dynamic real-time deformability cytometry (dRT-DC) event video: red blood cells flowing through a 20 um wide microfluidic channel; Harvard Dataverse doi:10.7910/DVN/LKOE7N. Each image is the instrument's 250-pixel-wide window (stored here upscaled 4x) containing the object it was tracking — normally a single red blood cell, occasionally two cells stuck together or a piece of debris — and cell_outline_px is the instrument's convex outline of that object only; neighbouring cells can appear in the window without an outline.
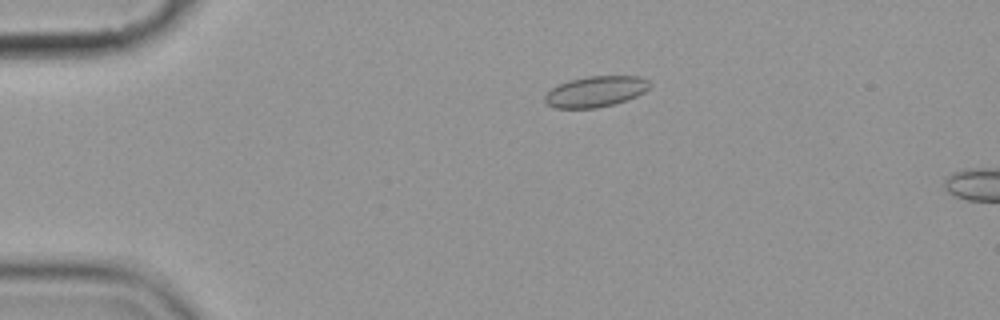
{"species": "common noctule bat (a hibernating species)", "species_latin": "Nyctalus noctula", "temperature_condition": "cold", "stored_images_in_passage": 8, "camera_frame_rate_fps": 3000, "um_per_image_px": 0.085, "animal": {"sex": "female", "body_mass_g": 19.9}, "frame": {"image": 1, "passage_image": 2, "time_ms": 1.333, "image_size_px": [1000, 320], "cell_outline_px": [[652, 84], [644, 92], [636, 96], [612, 104], [596, 108], [556, 108], [548, 104], [544, 100], [544, 96], [552, 88], [568, 80], [588, 76], [640, 76], [648, 80]], "centroid_in_image_um": [50.63, 7.77], "position_along_channel_um": 34.4, "area_um2": 18.67}}
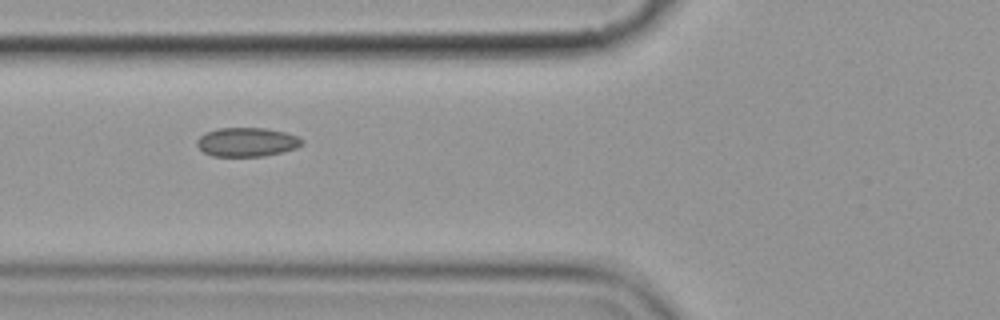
{"frame": {"image": 2, "passage_image": 5, "time_ms": 4.667, "image_size_px": [1000, 320], "cell_outline_px": [[304, 144], [296, 148], [264, 156], [212, 156], [204, 152], [196, 144], [196, 140], [204, 132], [216, 128], [264, 128], [284, 132], [296, 136], [304, 140]], "centroid_in_image_um": [20.96, 12.07], "position_along_channel_um": 104.8, "area_um2": 17.74}}
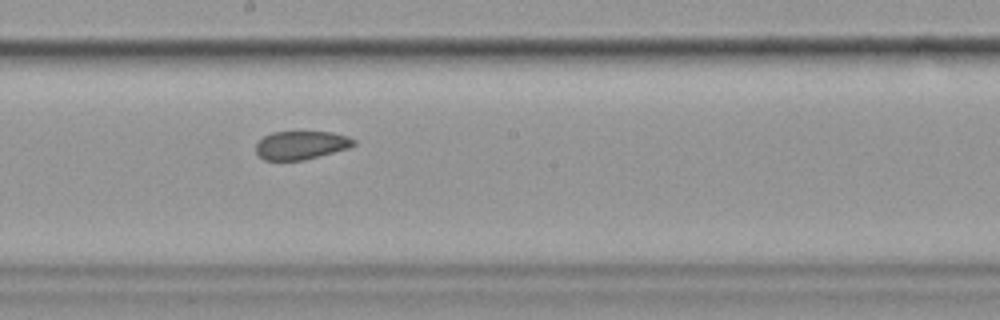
{"frame": {"image": 3, "passage_image": 8, "time_ms": 8.0, "image_size_px": [1000, 320], "cell_outline_px": [[356, 144], [348, 148], [304, 160], [264, 160], [256, 152], [256, 144], [264, 136], [272, 132], [332, 132], [348, 136], [356, 140]], "centroid_in_image_um": [25.6, 12.33], "position_along_channel_um": 222.6, "area_um2": 16.13}}